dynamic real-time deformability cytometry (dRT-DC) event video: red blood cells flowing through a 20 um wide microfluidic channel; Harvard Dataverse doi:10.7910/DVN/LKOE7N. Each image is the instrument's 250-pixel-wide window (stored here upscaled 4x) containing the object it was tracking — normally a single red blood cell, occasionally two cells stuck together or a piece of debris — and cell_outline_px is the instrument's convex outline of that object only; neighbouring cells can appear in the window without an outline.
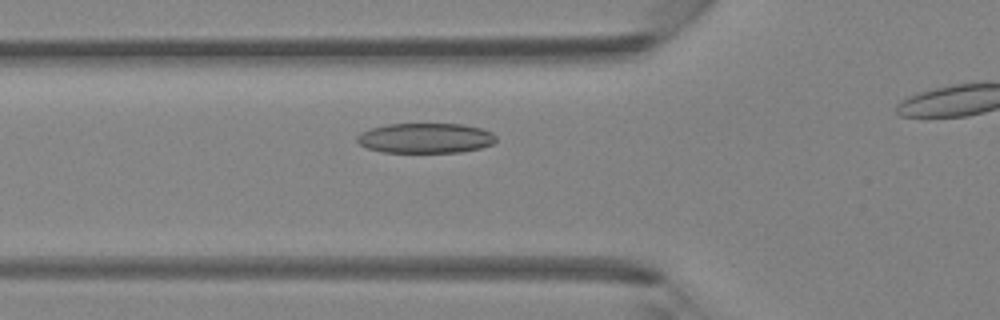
{"species": "Egyptian fruit bat (a non-hibernating species)", "species_latin": "Rousettus aegyptiacus", "temperature_condition": "room temperature", "stored_images_in_passage": 33, "camera_frame_rate_fps": 3000, "um_per_image_px": 0.085, "animal": {"sex": "female"}, "frame": {"image": 1, "passage_image": 10, "time_ms": 3.0, "image_size_px": [1000, 320], "cell_outline_px": [[496, 140], [492, 144], [480, 148], [460, 152], [384, 152], [368, 148], [360, 144], [356, 140], [356, 136], [360, 132], [372, 128], [388, 124], [464, 124], [480, 128], [492, 132], [496, 136]], "centroid_in_image_um": [36.17, 11.73], "position_along_channel_um": 89.6, "area_um2": 24.28}}
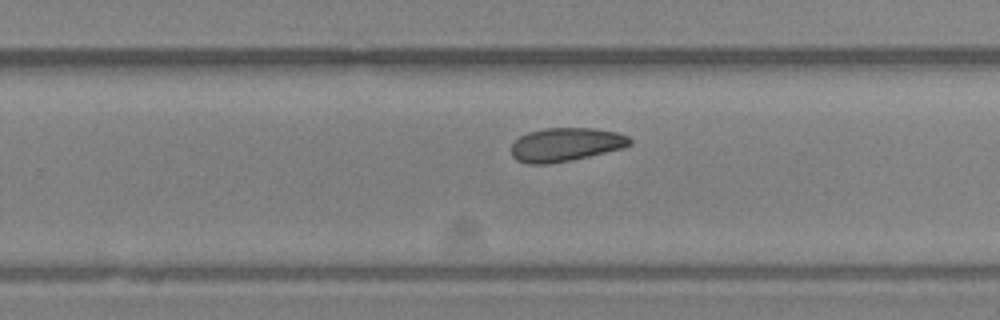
{"frame": {"image": 2, "passage_image": 23, "time_ms": 7.333, "image_size_px": [1000, 320], "cell_outline_px": [[632, 144], [624, 148], [572, 160], [548, 164], [528, 164], [516, 160], [512, 156], [512, 144], [520, 136], [528, 132], [544, 128], [592, 128], [616, 132], [628, 136], [632, 140]], "centroid_in_image_um": [48.09, 12.29], "position_along_channel_um": 281.7, "area_um2": 23.29}}
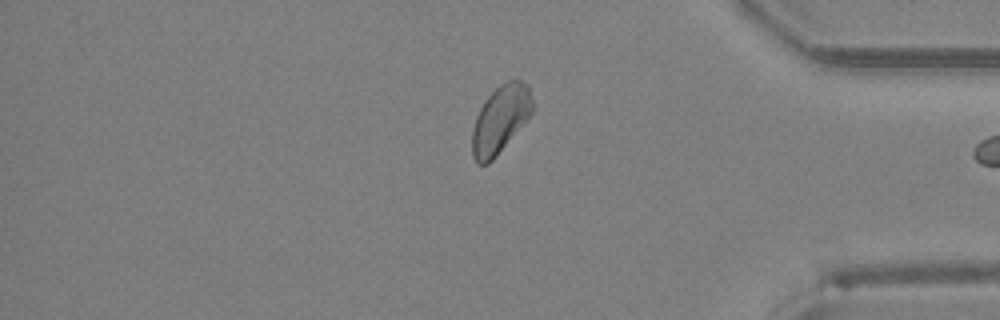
{"frame": {"image": 3, "passage_image": 32, "time_ms": 10.333, "image_size_px": [1000, 320], "cell_outline_px": [[532, 112], [492, 160], [488, 164], [476, 164], [472, 156], [472, 132], [476, 116], [480, 108], [488, 96], [500, 84], [516, 76], [528, 84], [532, 100]], "centroid_in_image_um": [42.51, 10.1], "position_along_channel_um": 392.7, "area_um2": 23.47}}